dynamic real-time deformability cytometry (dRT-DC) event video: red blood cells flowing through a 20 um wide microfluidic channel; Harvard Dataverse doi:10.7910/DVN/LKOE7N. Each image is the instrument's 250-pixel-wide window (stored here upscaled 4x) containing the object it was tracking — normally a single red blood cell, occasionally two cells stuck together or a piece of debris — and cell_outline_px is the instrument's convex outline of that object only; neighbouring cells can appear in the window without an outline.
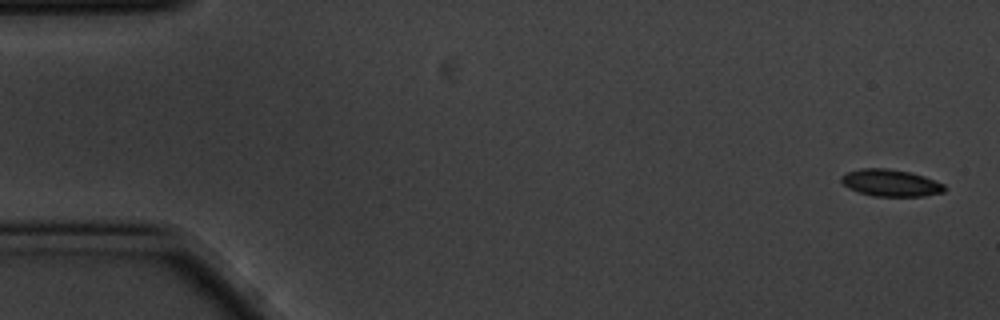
{"species": "common noctule bat (a hibernating species)", "species_latin": "Nyctalus noctula", "temperature_condition": "cold", "stored_images_in_passage": 4, "camera_frame_rate_fps": 3000, "um_per_image_px": 0.085, "animal": {"sex": "male", "body_mass_g": 20.1, "forearm_length_mm": 53.5}, "frame": {"image": 1, "passage_image": 1, "time_ms": 0.0, "image_size_px": [1000, 320], "cell_outline_px": [[948, 188], [944, 192], [924, 196], [872, 196], [848, 188], [840, 180], [840, 176], [848, 172], [860, 168], [888, 168], [908, 172], [924, 176], [944, 184]], "centroid_in_image_um": [75.72, 15.55], "position_along_channel_um": 9.3, "area_um2": 16.24}}
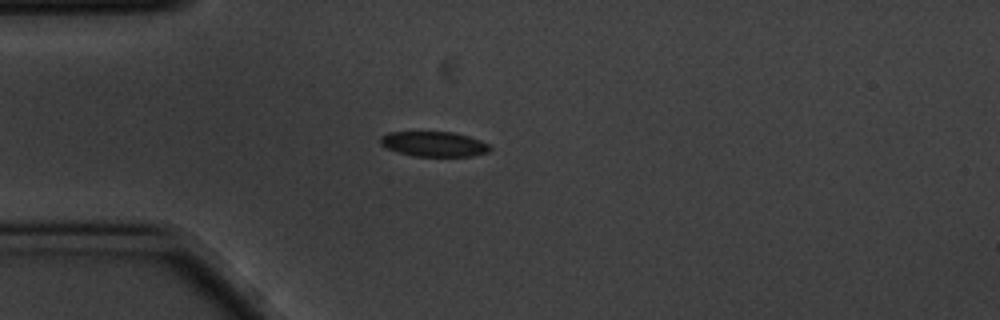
{"frame": {"image": 2, "passage_image": 4, "time_ms": 1.0, "image_size_px": [1000, 320], "cell_outline_px": [[492, 148], [488, 152], [472, 156], [412, 156], [388, 148], [380, 144], [380, 136], [388, 132], [452, 132], [468, 136], [480, 140], [488, 144]], "centroid_in_image_um": [36.89, 12.24], "position_along_channel_um": 48.1, "area_um2": 15.9}}